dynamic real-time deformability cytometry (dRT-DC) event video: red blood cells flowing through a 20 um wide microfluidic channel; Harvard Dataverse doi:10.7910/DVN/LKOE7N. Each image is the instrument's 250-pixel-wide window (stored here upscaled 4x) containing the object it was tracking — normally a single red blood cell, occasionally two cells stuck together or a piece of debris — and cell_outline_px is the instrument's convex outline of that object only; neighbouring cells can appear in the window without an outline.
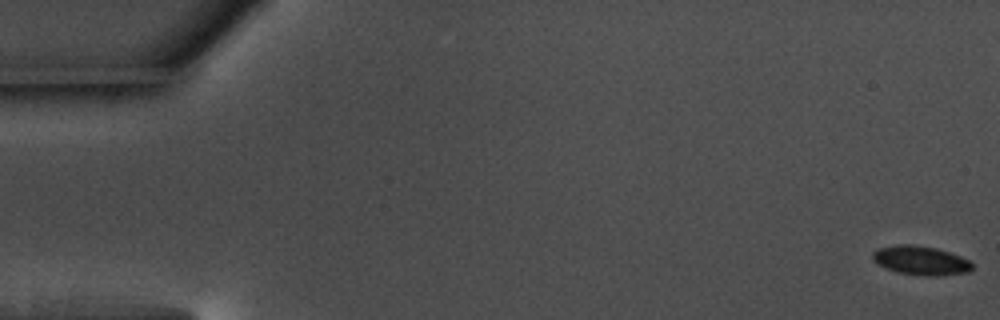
{"species": "common noctule bat (a hibernating species)", "species_latin": "Nyctalus noctula", "temperature_condition": "warm", "stored_images_in_passage": 57, "camera_frame_rate_fps": 3000, "um_per_image_px": 0.085, "animal": {"sex": "male", "body_mass_g": 17.5, "forearm_length_mm": 52.3}, "frame": {"image": 1, "passage_image": 1, "time_ms": 0.0, "image_size_px": [1000, 320], "cell_outline_px": [[972, 268], [968, 272], [936, 276], [928, 276], [896, 272], [872, 260], [872, 252], [876, 248], [896, 244], [912, 244], [936, 248], [960, 256], [968, 260], [972, 264]], "centroid_in_image_um": [78.23, 22.12], "position_along_channel_um": 6.8, "area_um2": 16.76}}
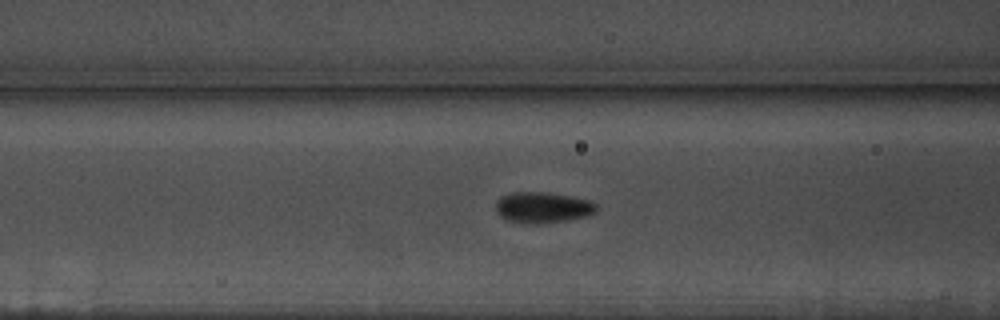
{"frame": {"image": 2, "passage_image": 23, "time_ms": 7.333, "image_size_px": [1000, 320], "cell_outline_px": [[600, 208], [596, 212], [588, 216], [568, 220], [544, 224], [528, 224], [508, 220], [500, 216], [496, 212], [496, 200], [500, 196], [512, 192], [548, 192], [588, 200], [596, 204]], "centroid_in_image_um": [46.13, 17.64], "position_along_channel_um": 120.5, "area_um2": 18.44}}
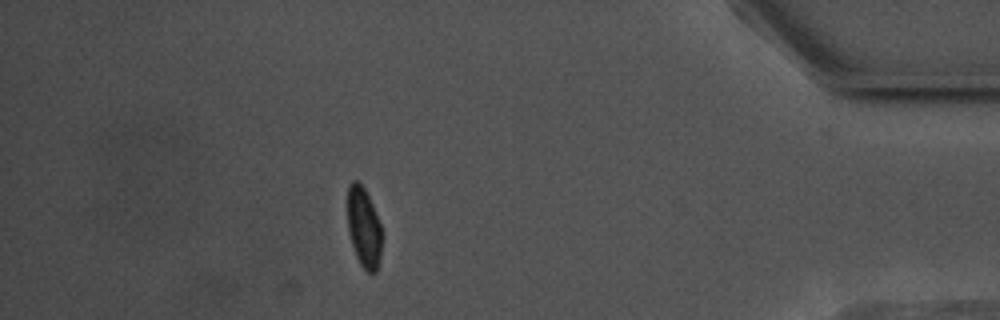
{"frame": {"image": 3, "passage_image": 50, "time_ms": 16.333, "image_size_px": [1000, 320], "cell_outline_px": [[384, 232], [380, 260], [376, 272], [368, 272], [360, 264], [356, 256], [348, 232], [348, 184], [352, 180], [356, 180], [364, 188], [372, 204]], "centroid_in_image_um": [30.96, 19.36], "position_along_channel_um": 404.2, "area_um2": 16.3}, "authors_computed_cell_mechanics": {"area_um2": 16.9354, "velocity_mm_per_s": 3.6681, "shape_relaxation_time_tau1_ms": 2.5637, "shape_relaxation_time_tau2_ms": 1.3572, "deformation_change_tau1": 0.1069, "deformation_change_tau2": 0.0565}}